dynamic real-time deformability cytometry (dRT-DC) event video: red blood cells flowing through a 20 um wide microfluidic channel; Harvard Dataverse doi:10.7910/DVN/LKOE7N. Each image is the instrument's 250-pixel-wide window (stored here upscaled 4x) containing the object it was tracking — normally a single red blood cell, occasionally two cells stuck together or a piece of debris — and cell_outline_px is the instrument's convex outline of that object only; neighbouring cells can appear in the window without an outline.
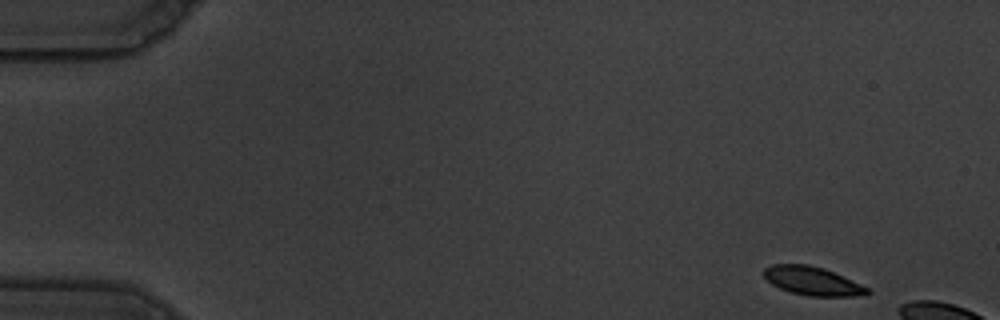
{"species": "common noctule bat (a hibernating species)", "species_latin": "Nyctalus noctula", "temperature_condition": "warm", "stored_images_in_passage": 4, "camera_frame_rate_fps": 3000, "um_per_image_px": 0.085, "animal": {"sex": "male", "body_mass_g": 19.5, "forearm_length_mm": 54.6}, "frame": {"image": 1, "passage_image": 1, "time_ms": 0.0, "image_size_px": [1000, 320], "cell_outline_px": [[872, 292], [852, 296], [808, 296], [792, 292], [780, 288], [772, 284], [760, 272], [764, 268], [772, 264], [808, 264], [824, 268], [872, 288]], "centroid_in_image_um": [69.06, 23.87], "position_along_channel_um": 15.9, "area_um2": 17.34}}